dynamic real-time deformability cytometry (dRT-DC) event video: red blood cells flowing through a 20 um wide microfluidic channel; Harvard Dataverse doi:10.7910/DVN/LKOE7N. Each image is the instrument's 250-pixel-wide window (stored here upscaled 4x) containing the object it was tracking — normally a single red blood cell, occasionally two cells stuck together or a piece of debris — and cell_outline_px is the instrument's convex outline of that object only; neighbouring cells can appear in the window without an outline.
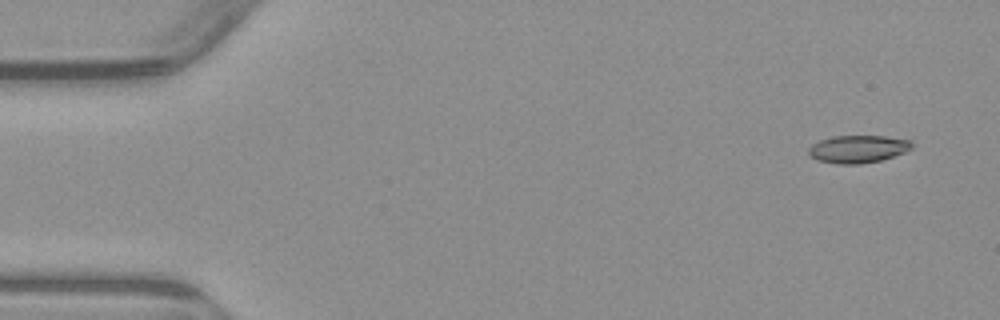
{"species": "common noctule bat (a hibernating species)", "species_latin": "Nyctalus noctula", "temperature_condition": "warm", "stored_images_in_passage": 6, "camera_frame_rate_fps": 3000, "um_per_image_px": 0.085, "animal": {"sex": "male", "body_mass_g": 23.1, "forearm_length_mm": 52.7}, "frame": {"image": 1, "passage_image": 1, "time_ms": 0.0, "image_size_px": [1000, 320], "cell_outline_px": [[912, 148], [904, 152], [880, 160], [860, 164], [836, 164], [816, 160], [808, 156], [808, 148], [812, 144], [820, 140], [832, 136], [884, 136], [912, 140]], "centroid_in_image_um": [72.88, 12.67], "position_along_channel_um": 12.1, "area_um2": 16.7}}
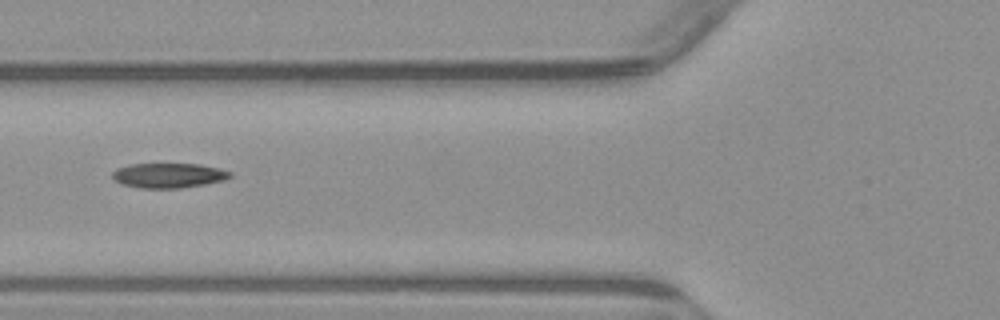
{"frame": {"image": 2, "passage_image": 5, "time_ms": 5.667, "image_size_px": [1000, 320], "cell_outline_px": [[232, 176], [224, 180], [204, 184], [180, 188], [140, 188], [120, 184], [112, 176], [112, 172], [116, 168], [128, 164], [200, 164], [220, 168], [232, 172]], "centroid_in_image_um": [14.32, 14.91], "position_along_channel_um": 111.5, "area_um2": 17.11}}
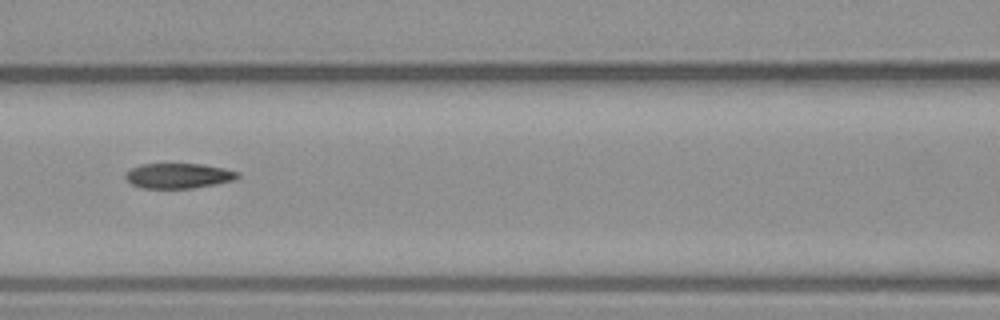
{"frame": {"image": 3, "passage_image": 6, "time_ms": 6.667, "image_size_px": [1000, 320], "cell_outline_px": [[240, 176], [236, 180], [216, 184], [192, 188], [140, 188], [132, 184], [124, 176], [124, 172], [140, 164], [204, 164], [224, 168], [240, 172]], "centroid_in_image_um": [15.19, 14.94], "position_along_channel_um": 151.4, "area_um2": 16.59}}